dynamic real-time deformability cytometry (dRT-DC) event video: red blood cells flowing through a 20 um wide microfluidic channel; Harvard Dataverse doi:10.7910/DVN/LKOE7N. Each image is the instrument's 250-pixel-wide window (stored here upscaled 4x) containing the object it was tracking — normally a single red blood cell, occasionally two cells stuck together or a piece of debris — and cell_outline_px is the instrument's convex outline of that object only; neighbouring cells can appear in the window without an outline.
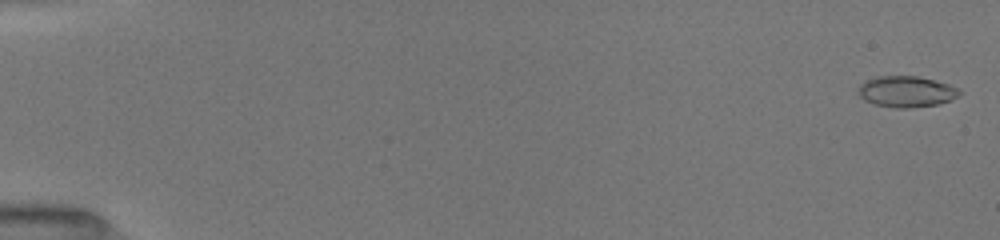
{"species": "common noctule bat (a hibernating species)", "species_latin": "Nyctalus noctula", "temperature_condition": "room temperature", "stored_images_in_passage": 52, "camera_frame_rate_fps": 3000, "um_per_image_px": 0.085, "animal": {"sex": "female", "body_mass_g": 19.5, "forearm_length_mm": 54.1}, "frame": {"image": 1, "passage_image": 2, "time_ms": 0.333, "image_size_px": [1000, 240], "cell_outline_px": [[960, 92], [956, 96], [940, 104], [908, 108], [896, 108], [876, 104], [864, 100], [860, 96], [860, 84], [864, 80], [876, 76], [916, 76], [948, 84], [956, 88]], "centroid_in_image_um": [76.99, 7.78], "position_along_channel_um": 8.0, "area_um2": 17.98}}
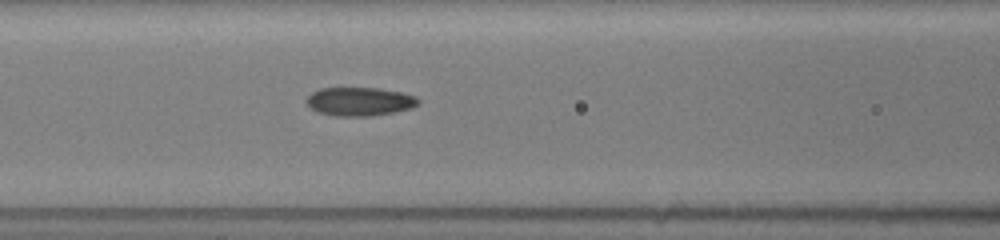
{"frame": {"image": 2, "passage_image": 24, "time_ms": 7.667, "image_size_px": [1000, 240], "cell_outline_px": [[420, 104], [412, 108], [396, 112], [372, 116], [336, 116], [316, 112], [304, 100], [312, 92], [320, 88], [376, 88], [400, 92], [416, 96], [420, 100]], "centroid_in_image_um": [30.58, 8.64], "position_along_channel_um": 136.0, "area_um2": 18.79}}
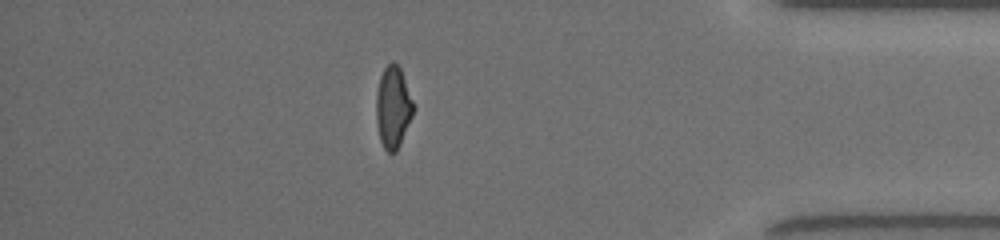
{"frame": {"image": 3, "passage_image": 46, "time_ms": 15.0, "image_size_px": [1000, 240], "cell_outline_px": [[412, 116], [400, 144], [396, 152], [388, 152], [384, 148], [380, 140], [376, 120], [376, 92], [380, 76], [384, 68], [392, 60], [400, 68], [412, 100]], "centroid_in_image_um": [33.38, 9.11], "position_along_channel_um": 401.8, "area_um2": 17.4}, "authors_computed_cell_mechanics": {"area_um2": 18.0914, "velocity_mm_per_s": 4.0586, "shape_relaxation_time_tau1_ms": 4.7769, "shape_relaxation_time_tau2_ms": 1.3803, "deformation_change_tau1": 0.1904, "deformation_change_tau2": 0.0726}}